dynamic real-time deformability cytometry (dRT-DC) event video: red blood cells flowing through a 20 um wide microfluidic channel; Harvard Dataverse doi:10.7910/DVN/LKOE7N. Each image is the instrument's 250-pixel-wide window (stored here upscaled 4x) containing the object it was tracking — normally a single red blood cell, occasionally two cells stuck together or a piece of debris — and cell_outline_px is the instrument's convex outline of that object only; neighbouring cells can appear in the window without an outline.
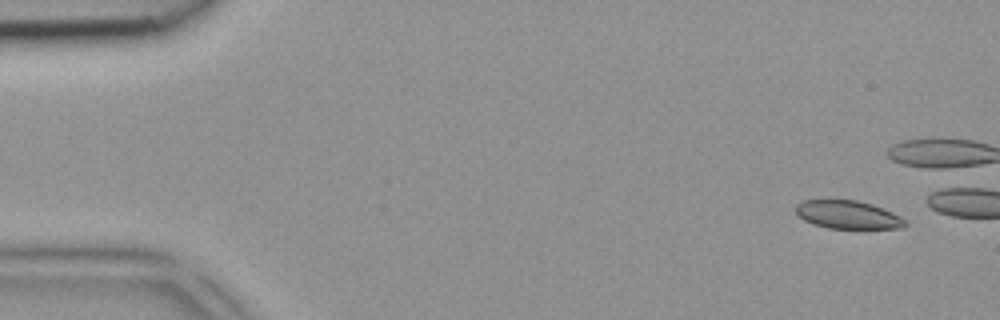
{"species": "common noctule bat (a hibernating species)", "species_latin": "Nyctalus noctula", "temperature_condition": "room temperature", "stored_images_in_passage": 3, "camera_frame_rate_fps": 3000, "um_per_image_px": 0.085, "animal": {"sex": "female", "body_mass_g": 18.4}, "frame": {"image": 1, "passage_image": 1, "time_ms": 0.0, "image_size_px": [1000, 320], "cell_outline_px": [[908, 224], [904, 228], [828, 228], [812, 224], [804, 220], [796, 212], [796, 204], [804, 200], [856, 200], [872, 204], [884, 208], [900, 216]], "centroid_in_image_um": [72.08, 18.25], "position_along_channel_um": 12.9, "area_um2": 17.92}}